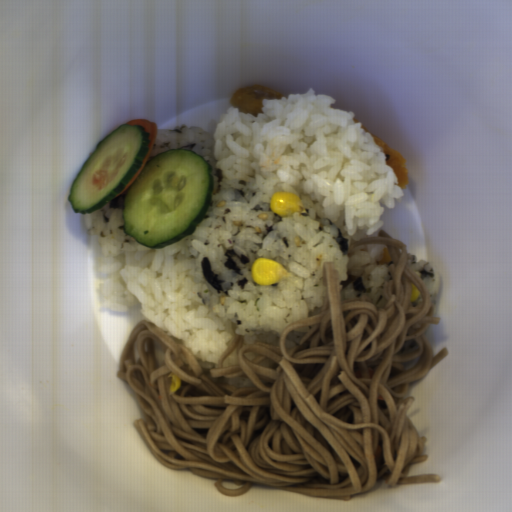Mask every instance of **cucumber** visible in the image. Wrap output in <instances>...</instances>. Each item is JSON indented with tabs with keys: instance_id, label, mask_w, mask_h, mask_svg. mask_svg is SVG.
I'll return each mask as SVG.
<instances>
[{
	"instance_id": "8b760119",
	"label": "cucumber",
	"mask_w": 512,
	"mask_h": 512,
	"mask_svg": "<svg viewBox=\"0 0 512 512\" xmlns=\"http://www.w3.org/2000/svg\"><path fill=\"white\" fill-rule=\"evenodd\" d=\"M212 174L194 151L172 148L153 156L124 196V233L149 248L194 233L213 202Z\"/></svg>"
},
{
	"instance_id": "586b57bf",
	"label": "cucumber",
	"mask_w": 512,
	"mask_h": 512,
	"mask_svg": "<svg viewBox=\"0 0 512 512\" xmlns=\"http://www.w3.org/2000/svg\"><path fill=\"white\" fill-rule=\"evenodd\" d=\"M149 136L142 125L123 124L96 144L70 186L75 213H93L124 190L149 154Z\"/></svg>"
}]
</instances>
